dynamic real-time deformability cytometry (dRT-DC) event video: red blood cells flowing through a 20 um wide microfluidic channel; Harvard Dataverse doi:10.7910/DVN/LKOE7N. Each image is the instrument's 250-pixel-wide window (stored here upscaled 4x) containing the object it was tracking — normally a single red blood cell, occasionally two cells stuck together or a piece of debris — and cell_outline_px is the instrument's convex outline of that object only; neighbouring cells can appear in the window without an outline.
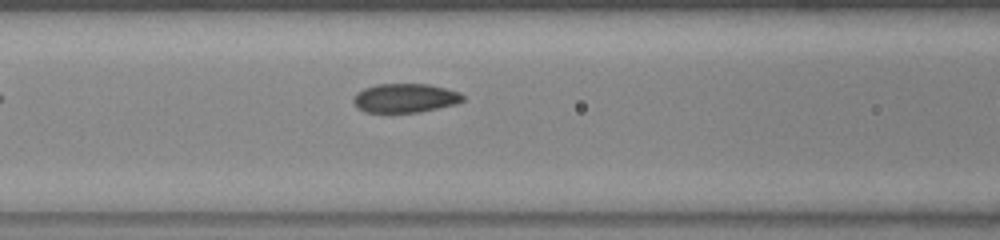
{"species": "common noctule bat (a hibernating species)", "species_latin": "Nyctalus noctula", "temperature_condition": "warm", "stored_images_in_passage": 8, "camera_frame_rate_fps": 3000, "um_per_image_px": 0.085, "animal": {"sex": "female", "body_mass_g": 23.0, "forearm_length_mm": 53.4}, "frame": {"image": 1, "passage_image": 7, "time_ms": 2.0, "image_size_px": [1000, 240], "cell_outline_px": [[464, 100], [456, 104], [420, 112], [364, 112], [356, 108], [352, 100], [356, 92], [364, 88], [376, 84], [428, 84], [460, 92], [464, 96]], "centroid_in_image_um": [34.4, 8.33], "position_along_channel_um": 132.2, "area_um2": 18.61}}